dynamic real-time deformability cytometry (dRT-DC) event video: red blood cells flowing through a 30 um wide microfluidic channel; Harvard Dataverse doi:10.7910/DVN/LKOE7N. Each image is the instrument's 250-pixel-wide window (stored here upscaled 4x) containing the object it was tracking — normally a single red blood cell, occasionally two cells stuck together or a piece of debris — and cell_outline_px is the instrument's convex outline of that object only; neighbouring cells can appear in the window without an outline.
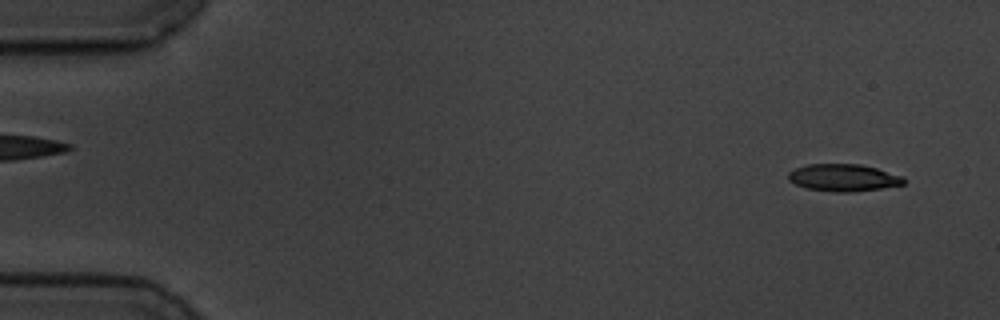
{"species": "common noctule bat (a hibernating species)", "species_latin": "Nyctalus noctula", "temperature_condition": "cold", "stored_images_in_passage": 57, "camera_frame_rate_fps": 3000, "um_per_image_px": 0.085, "animal": {"sex": "male", "body_mass_g": 19.5, "forearm_length_mm": 54.6}, "frame": {"image": 1, "passage_image": 3, "time_ms": 0.667, "image_size_px": [1000, 320], "cell_outline_px": [[904, 184], [880, 188], [848, 192], [832, 192], [804, 188], [788, 180], [788, 172], [796, 168], [808, 164], [860, 164], [876, 168], [904, 176]], "centroid_in_image_um": [71.66, 15.1], "position_along_channel_um": 13.3, "area_um2": 18.26}}
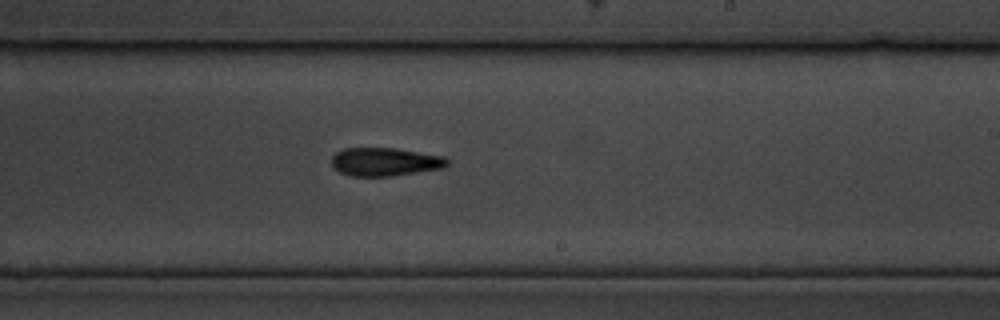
{"frame": {"image": 2, "passage_image": 34, "time_ms": 11.0, "image_size_px": [1000, 320], "cell_outline_px": [[448, 164], [444, 168], [392, 176], [352, 176], [340, 172], [332, 168], [332, 156], [336, 152], [344, 148], [396, 148], [444, 156], [448, 160]], "centroid_in_image_um": [32.72, 13.75], "position_along_channel_um": 256.3, "area_um2": 19.19}}
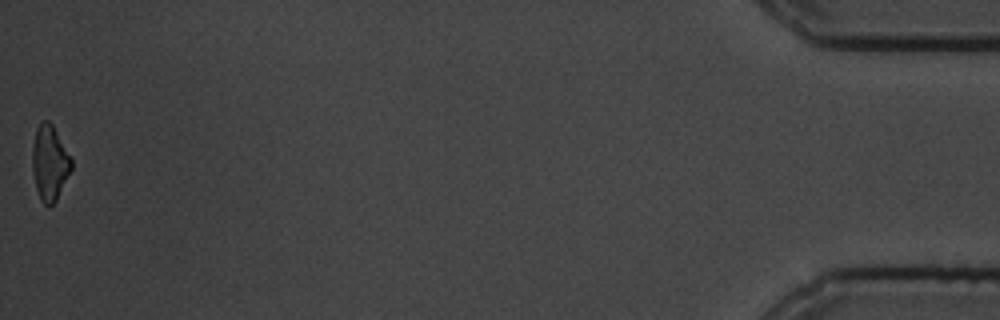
{"frame": {"image": 3, "passage_image": 57, "time_ms": 18.667, "image_size_px": [1000, 320], "cell_outline_px": [[72, 168], [56, 200], [48, 208], [40, 200], [36, 188], [32, 168], [32, 148], [36, 128], [40, 120], [48, 120], [52, 124], [72, 160]], "centroid_in_image_um": [4.2, 13.84], "position_along_channel_um": 431.0, "area_um2": 17.05}, "authors_computed_cell_mechanics": {"area_um2": 18.9006, "velocity_mm_per_s": 3.4897, "shape_relaxation_time_tau1_ms": 5.2892, "shape_relaxation_time_tau2_ms": 4.6732, "deformation_change_tau1": 0.1544, "deformation_change_tau2": 0.1447}}